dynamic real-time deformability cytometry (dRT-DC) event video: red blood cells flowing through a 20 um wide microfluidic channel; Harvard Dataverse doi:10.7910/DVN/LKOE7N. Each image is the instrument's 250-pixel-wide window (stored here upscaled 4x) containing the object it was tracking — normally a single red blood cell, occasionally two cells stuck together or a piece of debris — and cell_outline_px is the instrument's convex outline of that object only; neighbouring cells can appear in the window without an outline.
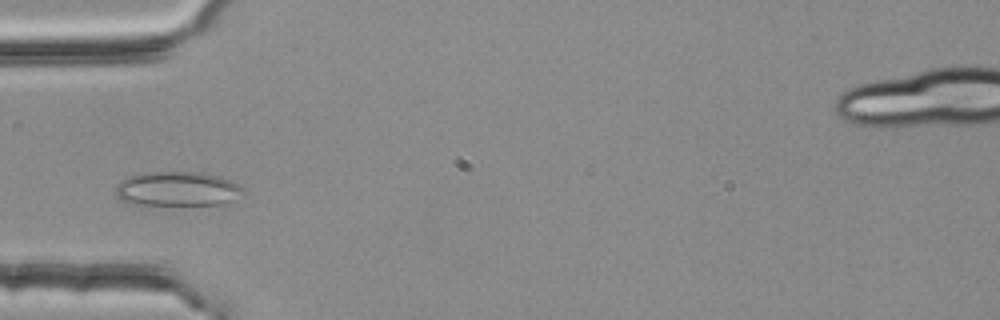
{"species": "common noctule bat (a hibernating species)", "species_latin": "Nyctalus noctula", "temperature_condition": "room temperature", "stored_images_in_passage": 4, "camera_frame_rate_fps": 3000, "um_per_image_px": 0.085, "animal": {"sex": "female", "body_mass_g": 25.1}, "frame": {"image": 1, "passage_image": 3, "time_ms": 0.667, "image_size_px": [1000, 320], "cell_outline_px": [[244, 192], [224, 204], [140, 208], [128, 204], [120, 200], [116, 196], [116, 184], [120, 180], [144, 172], [200, 172], [220, 176], [232, 180], [244, 188]], "centroid_in_image_um": [15.0, 16.12], "position_along_channel_um": 70.0, "area_um2": 26.99}}
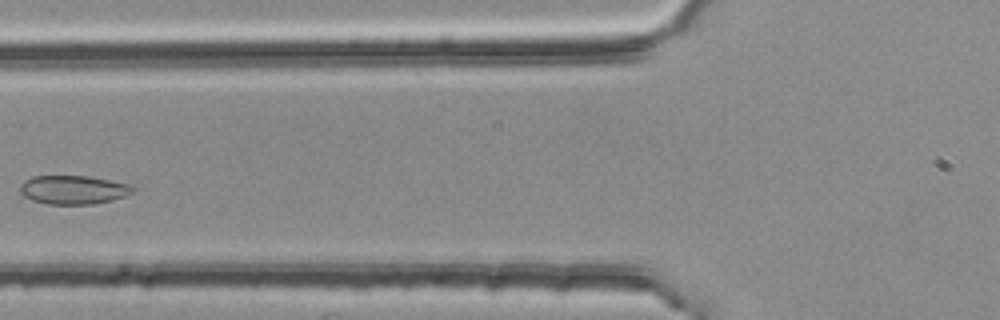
{"frame": {"image": 2, "passage_image": 4, "time_ms": 1.0, "image_size_px": [1000, 320], "cell_outline_px": [[136, 188], [132, 192], [124, 196], [112, 200], [92, 204], [48, 204], [32, 200], [24, 196], [20, 192], [20, 184], [24, 180], [32, 176], [88, 176], [132, 184]], "centroid_in_image_um": [6.23, 16.12], "position_along_channel_um": 119.6, "area_um2": 18.96}}